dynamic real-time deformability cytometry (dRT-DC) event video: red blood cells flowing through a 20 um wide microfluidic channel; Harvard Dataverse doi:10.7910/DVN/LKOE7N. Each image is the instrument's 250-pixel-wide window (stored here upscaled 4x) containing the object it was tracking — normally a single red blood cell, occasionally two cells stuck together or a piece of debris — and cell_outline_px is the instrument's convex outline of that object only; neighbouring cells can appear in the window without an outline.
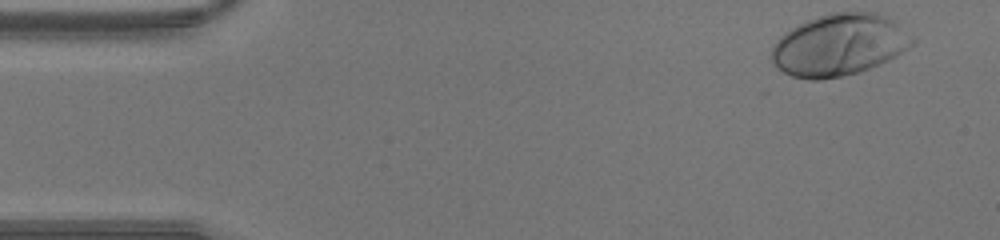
{"species": "human", "species_latin": "Homo sapiens", "temperature_condition": "warm", "stored_images_in_passage": 42, "camera_frame_rate_fps": 3000, "um_per_image_px": 0.085, "donor": {"sex": "male"}, "frame": {"image": 1, "passage_image": 1, "time_ms": 0.0, "image_size_px": [1000, 240], "cell_outline_px": [[916, 40], [912, 44], [896, 56], [880, 64], [860, 72], [820, 80], [808, 80], [792, 76], [784, 72], [772, 60], [772, 44], [780, 36], [792, 28], [808, 20], [832, 12], [876, 12], [892, 20], [912, 36]], "centroid_in_image_um": [71.32, 3.83], "position_along_channel_um": 13.7, "area_um2": 50.23}}
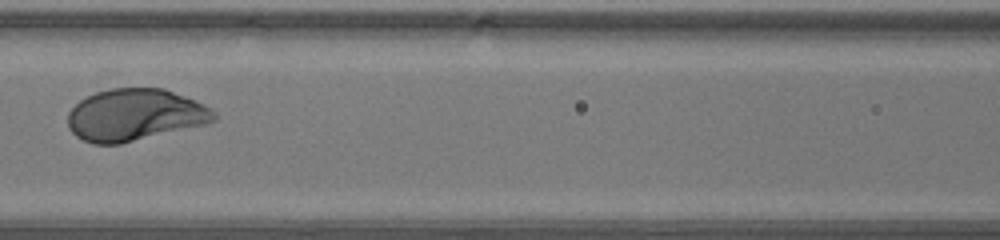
{"frame": {"image": 2, "passage_image": 18, "time_ms": 5.667, "image_size_px": [1000, 240], "cell_outline_px": [[216, 120], [208, 124], [120, 144], [92, 144], [76, 136], [68, 128], [68, 112], [80, 100], [96, 92], [112, 88], [164, 88], [204, 104], [216, 112]], "centroid_in_image_um": [11.48, 9.78], "position_along_channel_um": 155.1, "area_um2": 44.33}}
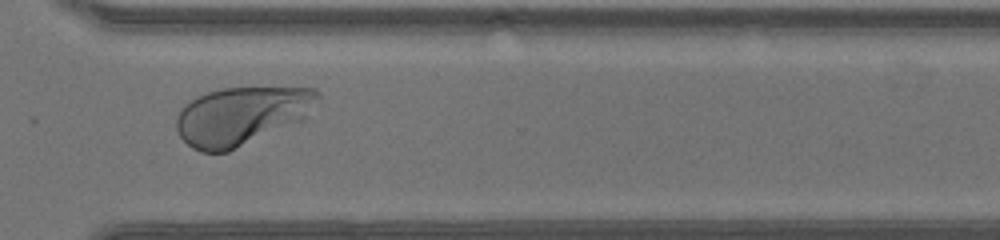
{"frame": {"image": 3, "passage_image": 31, "time_ms": 10.0, "image_size_px": [1000, 240], "cell_outline_px": [[320, 96], [304, 120], [228, 152], [200, 152], [192, 148], [180, 136], [176, 128], [176, 116], [180, 108], [184, 104], [196, 96], [208, 92], [224, 88], [316, 88], [320, 92]], "centroid_in_image_um": [20.51, 9.85], "position_along_channel_um": 350.1, "area_um2": 48.09}}